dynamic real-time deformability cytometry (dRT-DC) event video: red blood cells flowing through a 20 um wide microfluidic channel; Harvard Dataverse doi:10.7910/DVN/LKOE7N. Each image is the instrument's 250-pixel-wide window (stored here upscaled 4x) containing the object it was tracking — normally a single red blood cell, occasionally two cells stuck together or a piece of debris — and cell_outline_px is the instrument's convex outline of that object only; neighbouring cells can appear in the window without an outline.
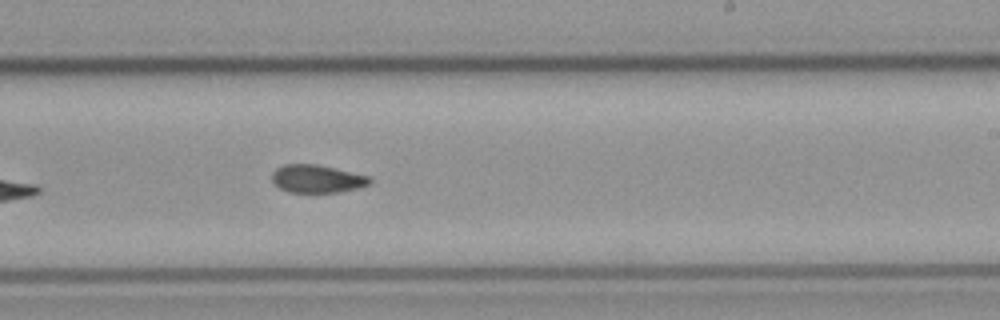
{"species": "common noctule bat (a hibernating species)", "species_latin": "Nyctalus noctula", "temperature_condition": "cold", "stored_images_in_passage": 9, "camera_frame_rate_fps": 3000, "um_per_image_px": 0.085, "animal": {"sex": "male", "body_mass_g": 23.1, "forearm_length_mm": 52.7}, "frame": {"image": 1, "passage_image": 9, "time_ms": 10.333, "image_size_px": [1000, 320], "cell_outline_px": [[372, 184], [340, 192], [288, 192], [280, 188], [272, 180], [272, 172], [276, 168], [284, 164], [316, 164], [368, 176], [372, 180]], "centroid_in_image_um": [26.93, 15.2], "position_along_channel_um": 262.1, "area_um2": 15.78}}